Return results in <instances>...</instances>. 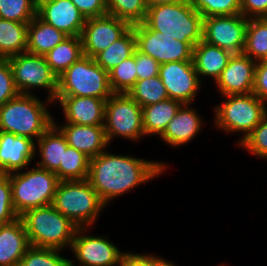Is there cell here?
<instances>
[{
    "label": "cell",
    "instance_id": "obj_1",
    "mask_svg": "<svg viewBox=\"0 0 267 266\" xmlns=\"http://www.w3.org/2000/svg\"><path fill=\"white\" fill-rule=\"evenodd\" d=\"M169 167L164 162L117 155L107 150L90 159L88 181L101 201L108 204L141 184L161 176Z\"/></svg>",
    "mask_w": 267,
    "mask_h": 266
},
{
    "label": "cell",
    "instance_id": "obj_2",
    "mask_svg": "<svg viewBox=\"0 0 267 266\" xmlns=\"http://www.w3.org/2000/svg\"><path fill=\"white\" fill-rule=\"evenodd\" d=\"M42 101L36 94H19L7 101L0 107V131L38 140L54 119L47 107L54 103L49 99Z\"/></svg>",
    "mask_w": 267,
    "mask_h": 266
},
{
    "label": "cell",
    "instance_id": "obj_3",
    "mask_svg": "<svg viewBox=\"0 0 267 266\" xmlns=\"http://www.w3.org/2000/svg\"><path fill=\"white\" fill-rule=\"evenodd\" d=\"M144 23L151 30L186 42L192 49L203 40V16L189 0L148 7Z\"/></svg>",
    "mask_w": 267,
    "mask_h": 266
},
{
    "label": "cell",
    "instance_id": "obj_4",
    "mask_svg": "<svg viewBox=\"0 0 267 266\" xmlns=\"http://www.w3.org/2000/svg\"><path fill=\"white\" fill-rule=\"evenodd\" d=\"M30 246L65 250L79 228L52 204L26 211L20 216Z\"/></svg>",
    "mask_w": 267,
    "mask_h": 266
},
{
    "label": "cell",
    "instance_id": "obj_5",
    "mask_svg": "<svg viewBox=\"0 0 267 266\" xmlns=\"http://www.w3.org/2000/svg\"><path fill=\"white\" fill-rule=\"evenodd\" d=\"M53 207L80 227H92L106 205L88 179L60 181Z\"/></svg>",
    "mask_w": 267,
    "mask_h": 266
},
{
    "label": "cell",
    "instance_id": "obj_6",
    "mask_svg": "<svg viewBox=\"0 0 267 266\" xmlns=\"http://www.w3.org/2000/svg\"><path fill=\"white\" fill-rule=\"evenodd\" d=\"M12 203L18 216L26 211L53 203L57 175L38 166L9 173Z\"/></svg>",
    "mask_w": 267,
    "mask_h": 266
},
{
    "label": "cell",
    "instance_id": "obj_7",
    "mask_svg": "<svg viewBox=\"0 0 267 266\" xmlns=\"http://www.w3.org/2000/svg\"><path fill=\"white\" fill-rule=\"evenodd\" d=\"M223 98L226 99L225 102L216 105L213 111L214 126L227 134H243L239 137V145L267 114V103L253 93L228 95Z\"/></svg>",
    "mask_w": 267,
    "mask_h": 266
},
{
    "label": "cell",
    "instance_id": "obj_8",
    "mask_svg": "<svg viewBox=\"0 0 267 266\" xmlns=\"http://www.w3.org/2000/svg\"><path fill=\"white\" fill-rule=\"evenodd\" d=\"M113 94L108 72L94 58L83 55L58 77L56 97H94L108 100Z\"/></svg>",
    "mask_w": 267,
    "mask_h": 266
},
{
    "label": "cell",
    "instance_id": "obj_9",
    "mask_svg": "<svg viewBox=\"0 0 267 266\" xmlns=\"http://www.w3.org/2000/svg\"><path fill=\"white\" fill-rule=\"evenodd\" d=\"M104 128L109 145L116 137L137 142L145 137L142 107L127 93H113L105 103Z\"/></svg>",
    "mask_w": 267,
    "mask_h": 266
},
{
    "label": "cell",
    "instance_id": "obj_10",
    "mask_svg": "<svg viewBox=\"0 0 267 266\" xmlns=\"http://www.w3.org/2000/svg\"><path fill=\"white\" fill-rule=\"evenodd\" d=\"M15 86L20 94L31 95L33 89L48 90L47 99L53 103L58 91V77L52 72L45 56L29 52L8 58Z\"/></svg>",
    "mask_w": 267,
    "mask_h": 266
},
{
    "label": "cell",
    "instance_id": "obj_11",
    "mask_svg": "<svg viewBox=\"0 0 267 266\" xmlns=\"http://www.w3.org/2000/svg\"><path fill=\"white\" fill-rule=\"evenodd\" d=\"M136 38V49L158 63L193 61V49L186 43L151 30L144 22L131 25Z\"/></svg>",
    "mask_w": 267,
    "mask_h": 266
},
{
    "label": "cell",
    "instance_id": "obj_12",
    "mask_svg": "<svg viewBox=\"0 0 267 266\" xmlns=\"http://www.w3.org/2000/svg\"><path fill=\"white\" fill-rule=\"evenodd\" d=\"M248 18L242 14L203 18V41L240 54L244 50Z\"/></svg>",
    "mask_w": 267,
    "mask_h": 266
},
{
    "label": "cell",
    "instance_id": "obj_13",
    "mask_svg": "<svg viewBox=\"0 0 267 266\" xmlns=\"http://www.w3.org/2000/svg\"><path fill=\"white\" fill-rule=\"evenodd\" d=\"M89 227L77 229L70 249L79 266H119L125 253L108 236L85 235Z\"/></svg>",
    "mask_w": 267,
    "mask_h": 266
},
{
    "label": "cell",
    "instance_id": "obj_14",
    "mask_svg": "<svg viewBox=\"0 0 267 266\" xmlns=\"http://www.w3.org/2000/svg\"><path fill=\"white\" fill-rule=\"evenodd\" d=\"M130 28L131 25L128 22L109 14L87 18L80 36L83 55L94 58Z\"/></svg>",
    "mask_w": 267,
    "mask_h": 266
},
{
    "label": "cell",
    "instance_id": "obj_15",
    "mask_svg": "<svg viewBox=\"0 0 267 266\" xmlns=\"http://www.w3.org/2000/svg\"><path fill=\"white\" fill-rule=\"evenodd\" d=\"M159 76L168 97L183 104H193L201 87L193 61H175L159 66Z\"/></svg>",
    "mask_w": 267,
    "mask_h": 266
},
{
    "label": "cell",
    "instance_id": "obj_16",
    "mask_svg": "<svg viewBox=\"0 0 267 266\" xmlns=\"http://www.w3.org/2000/svg\"><path fill=\"white\" fill-rule=\"evenodd\" d=\"M256 63L243 53L232 54L215 82L221 96L252 93Z\"/></svg>",
    "mask_w": 267,
    "mask_h": 266
},
{
    "label": "cell",
    "instance_id": "obj_17",
    "mask_svg": "<svg viewBox=\"0 0 267 266\" xmlns=\"http://www.w3.org/2000/svg\"><path fill=\"white\" fill-rule=\"evenodd\" d=\"M37 16L67 36H81L86 18L71 0H48L37 6Z\"/></svg>",
    "mask_w": 267,
    "mask_h": 266
},
{
    "label": "cell",
    "instance_id": "obj_18",
    "mask_svg": "<svg viewBox=\"0 0 267 266\" xmlns=\"http://www.w3.org/2000/svg\"><path fill=\"white\" fill-rule=\"evenodd\" d=\"M36 141L0 131V174L25 170L35 160Z\"/></svg>",
    "mask_w": 267,
    "mask_h": 266
},
{
    "label": "cell",
    "instance_id": "obj_19",
    "mask_svg": "<svg viewBox=\"0 0 267 266\" xmlns=\"http://www.w3.org/2000/svg\"><path fill=\"white\" fill-rule=\"evenodd\" d=\"M106 101L94 97L72 96L56 97L54 102L60 104L66 123L104 126Z\"/></svg>",
    "mask_w": 267,
    "mask_h": 266
},
{
    "label": "cell",
    "instance_id": "obj_20",
    "mask_svg": "<svg viewBox=\"0 0 267 266\" xmlns=\"http://www.w3.org/2000/svg\"><path fill=\"white\" fill-rule=\"evenodd\" d=\"M53 119V123L64 134L69 146L81 151L90 159L108 149L104 126L78 125L64 123L58 125Z\"/></svg>",
    "mask_w": 267,
    "mask_h": 266
},
{
    "label": "cell",
    "instance_id": "obj_21",
    "mask_svg": "<svg viewBox=\"0 0 267 266\" xmlns=\"http://www.w3.org/2000/svg\"><path fill=\"white\" fill-rule=\"evenodd\" d=\"M190 106L191 104H183L160 136L167 145L177 148L201 134L199 132L202 130L204 121H202L200 113Z\"/></svg>",
    "mask_w": 267,
    "mask_h": 266
},
{
    "label": "cell",
    "instance_id": "obj_22",
    "mask_svg": "<svg viewBox=\"0 0 267 266\" xmlns=\"http://www.w3.org/2000/svg\"><path fill=\"white\" fill-rule=\"evenodd\" d=\"M29 247L25 226L20 217L0 225V266H18Z\"/></svg>",
    "mask_w": 267,
    "mask_h": 266
},
{
    "label": "cell",
    "instance_id": "obj_23",
    "mask_svg": "<svg viewBox=\"0 0 267 266\" xmlns=\"http://www.w3.org/2000/svg\"><path fill=\"white\" fill-rule=\"evenodd\" d=\"M232 53L228 50L207 44L205 41L198 42L193 48L192 60L200 82L204 77L213 81L219 78L226 68Z\"/></svg>",
    "mask_w": 267,
    "mask_h": 266
},
{
    "label": "cell",
    "instance_id": "obj_24",
    "mask_svg": "<svg viewBox=\"0 0 267 266\" xmlns=\"http://www.w3.org/2000/svg\"><path fill=\"white\" fill-rule=\"evenodd\" d=\"M41 159L36 165L55 173L63 163L64 152L68 146L61 130L53 123L36 141Z\"/></svg>",
    "mask_w": 267,
    "mask_h": 266
},
{
    "label": "cell",
    "instance_id": "obj_25",
    "mask_svg": "<svg viewBox=\"0 0 267 266\" xmlns=\"http://www.w3.org/2000/svg\"><path fill=\"white\" fill-rule=\"evenodd\" d=\"M67 35L41 20L37 15L28 24L26 52L42 55L61 43Z\"/></svg>",
    "mask_w": 267,
    "mask_h": 266
},
{
    "label": "cell",
    "instance_id": "obj_26",
    "mask_svg": "<svg viewBox=\"0 0 267 266\" xmlns=\"http://www.w3.org/2000/svg\"><path fill=\"white\" fill-rule=\"evenodd\" d=\"M182 105L183 103L180 101L168 98L142 107V125L145 137L150 135L160 137Z\"/></svg>",
    "mask_w": 267,
    "mask_h": 266
},
{
    "label": "cell",
    "instance_id": "obj_27",
    "mask_svg": "<svg viewBox=\"0 0 267 266\" xmlns=\"http://www.w3.org/2000/svg\"><path fill=\"white\" fill-rule=\"evenodd\" d=\"M28 24L0 18V58L26 52Z\"/></svg>",
    "mask_w": 267,
    "mask_h": 266
},
{
    "label": "cell",
    "instance_id": "obj_28",
    "mask_svg": "<svg viewBox=\"0 0 267 266\" xmlns=\"http://www.w3.org/2000/svg\"><path fill=\"white\" fill-rule=\"evenodd\" d=\"M52 72L59 77L83 56L80 36H68L44 55Z\"/></svg>",
    "mask_w": 267,
    "mask_h": 266
},
{
    "label": "cell",
    "instance_id": "obj_29",
    "mask_svg": "<svg viewBox=\"0 0 267 266\" xmlns=\"http://www.w3.org/2000/svg\"><path fill=\"white\" fill-rule=\"evenodd\" d=\"M135 50L136 38L131 27L122 37L98 53L94 59L102 69L109 72L123 60L132 56Z\"/></svg>",
    "mask_w": 267,
    "mask_h": 266
},
{
    "label": "cell",
    "instance_id": "obj_30",
    "mask_svg": "<svg viewBox=\"0 0 267 266\" xmlns=\"http://www.w3.org/2000/svg\"><path fill=\"white\" fill-rule=\"evenodd\" d=\"M242 53L255 61L267 60V18L248 19Z\"/></svg>",
    "mask_w": 267,
    "mask_h": 266
},
{
    "label": "cell",
    "instance_id": "obj_31",
    "mask_svg": "<svg viewBox=\"0 0 267 266\" xmlns=\"http://www.w3.org/2000/svg\"><path fill=\"white\" fill-rule=\"evenodd\" d=\"M90 158L77 149L67 146L63 163L55 172L60 181L85 180L89 175Z\"/></svg>",
    "mask_w": 267,
    "mask_h": 266
},
{
    "label": "cell",
    "instance_id": "obj_32",
    "mask_svg": "<svg viewBox=\"0 0 267 266\" xmlns=\"http://www.w3.org/2000/svg\"><path fill=\"white\" fill-rule=\"evenodd\" d=\"M127 94L141 107L156 104L169 98L159 75L144 80H137Z\"/></svg>",
    "mask_w": 267,
    "mask_h": 266
},
{
    "label": "cell",
    "instance_id": "obj_33",
    "mask_svg": "<svg viewBox=\"0 0 267 266\" xmlns=\"http://www.w3.org/2000/svg\"><path fill=\"white\" fill-rule=\"evenodd\" d=\"M107 14L125 20L130 25L143 23L148 6L145 0H106Z\"/></svg>",
    "mask_w": 267,
    "mask_h": 266
},
{
    "label": "cell",
    "instance_id": "obj_34",
    "mask_svg": "<svg viewBox=\"0 0 267 266\" xmlns=\"http://www.w3.org/2000/svg\"><path fill=\"white\" fill-rule=\"evenodd\" d=\"M109 85L113 93H128L137 81L135 51L108 72Z\"/></svg>",
    "mask_w": 267,
    "mask_h": 266
},
{
    "label": "cell",
    "instance_id": "obj_35",
    "mask_svg": "<svg viewBox=\"0 0 267 266\" xmlns=\"http://www.w3.org/2000/svg\"><path fill=\"white\" fill-rule=\"evenodd\" d=\"M62 250L30 246L18 266H69ZM60 253V254H59Z\"/></svg>",
    "mask_w": 267,
    "mask_h": 266
},
{
    "label": "cell",
    "instance_id": "obj_36",
    "mask_svg": "<svg viewBox=\"0 0 267 266\" xmlns=\"http://www.w3.org/2000/svg\"><path fill=\"white\" fill-rule=\"evenodd\" d=\"M37 15L33 0H0V18L29 23Z\"/></svg>",
    "mask_w": 267,
    "mask_h": 266
},
{
    "label": "cell",
    "instance_id": "obj_37",
    "mask_svg": "<svg viewBox=\"0 0 267 266\" xmlns=\"http://www.w3.org/2000/svg\"><path fill=\"white\" fill-rule=\"evenodd\" d=\"M203 18L241 14L240 0H189Z\"/></svg>",
    "mask_w": 267,
    "mask_h": 266
},
{
    "label": "cell",
    "instance_id": "obj_38",
    "mask_svg": "<svg viewBox=\"0 0 267 266\" xmlns=\"http://www.w3.org/2000/svg\"><path fill=\"white\" fill-rule=\"evenodd\" d=\"M239 146L256 157L267 159V114Z\"/></svg>",
    "mask_w": 267,
    "mask_h": 266
},
{
    "label": "cell",
    "instance_id": "obj_39",
    "mask_svg": "<svg viewBox=\"0 0 267 266\" xmlns=\"http://www.w3.org/2000/svg\"><path fill=\"white\" fill-rule=\"evenodd\" d=\"M19 218L12 203L9 174H0V225L8 224Z\"/></svg>",
    "mask_w": 267,
    "mask_h": 266
},
{
    "label": "cell",
    "instance_id": "obj_40",
    "mask_svg": "<svg viewBox=\"0 0 267 266\" xmlns=\"http://www.w3.org/2000/svg\"><path fill=\"white\" fill-rule=\"evenodd\" d=\"M19 94L8 58H0V107Z\"/></svg>",
    "mask_w": 267,
    "mask_h": 266
},
{
    "label": "cell",
    "instance_id": "obj_41",
    "mask_svg": "<svg viewBox=\"0 0 267 266\" xmlns=\"http://www.w3.org/2000/svg\"><path fill=\"white\" fill-rule=\"evenodd\" d=\"M135 63L137 71V80H144L159 75L158 61L151 56L135 50Z\"/></svg>",
    "mask_w": 267,
    "mask_h": 266
},
{
    "label": "cell",
    "instance_id": "obj_42",
    "mask_svg": "<svg viewBox=\"0 0 267 266\" xmlns=\"http://www.w3.org/2000/svg\"><path fill=\"white\" fill-rule=\"evenodd\" d=\"M252 93L267 103V60H258L256 63Z\"/></svg>",
    "mask_w": 267,
    "mask_h": 266
},
{
    "label": "cell",
    "instance_id": "obj_43",
    "mask_svg": "<svg viewBox=\"0 0 267 266\" xmlns=\"http://www.w3.org/2000/svg\"><path fill=\"white\" fill-rule=\"evenodd\" d=\"M84 17L92 18L107 14L106 0H71Z\"/></svg>",
    "mask_w": 267,
    "mask_h": 266
},
{
    "label": "cell",
    "instance_id": "obj_44",
    "mask_svg": "<svg viewBox=\"0 0 267 266\" xmlns=\"http://www.w3.org/2000/svg\"><path fill=\"white\" fill-rule=\"evenodd\" d=\"M241 14L248 18H267V0H240Z\"/></svg>",
    "mask_w": 267,
    "mask_h": 266
},
{
    "label": "cell",
    "instance_id": "obj_45",
    "mask_svg": "<svg viewBox=\"0 0 267 266\" xmlns=\"http://www.w3.org/2000/svg\"><path fill=\"white\" fill-rule=\"evenodd\" d=\"M119 266H152V254L125 252Z\"/></svg>",
    "mask_w": 267,
    "mask_h": 266
},
{
    "label": "cell",
    "instance_id": "obj_46",
    "mask_svg": "<svg viewBox=\"0 0 267 266\" xmlns=\"http://www.w3.org/2000/svg\"><path fill=\"white\" fill-rule=\"evenodd\" d=\"M152 266H176L173 262L167 261L165 258L152 254Z\"/></svg>",
    "mask_w": 267,
    "mask_h": 266
},
{
    "label": "cell",
    "instance_id": "obj_47",
    "mask_svg": "<svg viewBox=\"0 0 267 266\" xmlns=\"http://www.w3.org/2000/svg\"><path fill=\"white\" fill-rule=\"evenodd\" d=\"M148 7L154 5H163V4H170V3H178L185 0H145Z\"/></svg>",
    "mask_w": 267,
    "mask_h": 266
},
{
    "label": "cell",
    "instance_id": "obj_48",
    "mask_svg": "<svg viewBox=\"0 0 267 266\" xmlns=\"http://www.w3.org/2000/svg\"><path fill=\"white\" fill-rule=\"evenodd\" d=\"M35 5L38 6L40 5L41 3L45 2V1H48V0H33Z\"/></svg>",
    "mask_w": 267,
    "mask_h": 266
},
{
    "label": "cell",
    "instance_id": "obj_49",
    "mask_svg": "<svg viewBox=\"0 0 267 266\" xmlns=\"http://www.w3.org/2000/svg\"><path fill=\"white\" fill-rule=\"evenodd\" d=\"M69 266H76V264L71 259H69Z\"/></svg>",
    "mask_w": 267,
    "mask_h": 266
}]
</instances>
